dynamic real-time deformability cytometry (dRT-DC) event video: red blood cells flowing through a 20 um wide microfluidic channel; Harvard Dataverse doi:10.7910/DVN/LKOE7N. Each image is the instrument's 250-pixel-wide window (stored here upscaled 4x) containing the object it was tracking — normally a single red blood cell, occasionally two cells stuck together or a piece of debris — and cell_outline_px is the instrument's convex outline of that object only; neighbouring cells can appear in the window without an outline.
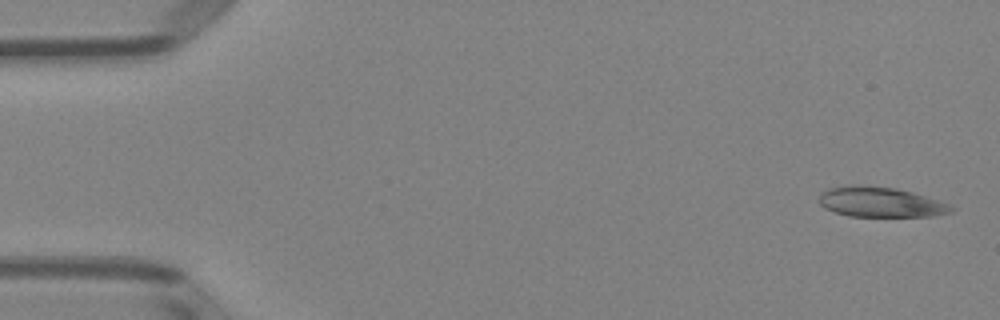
{"species": "Egyptian fruit bat (a non-hibernating species)", "species_latin": "Rousettus aegyptiacus", "temperature_condition": "room temperature", "stored_images_in_passage": 5, "camera_frame_rate_fps": 3000, "um_per_image_px": 0.085, "animal": {"sex": "female"}, "frame": {"image": 1, "passage_image": 1, "time_ms": 0.0, "image_size_px": [1000, 320], "cell_outline_px": [[956, 208], [952, 212], [932, 216], [848, 216], [824, 208], [820, 204], [820, 192], [828, 188], [848, 184], [860, 184], [896, 188], [912, 192], [948, 204]], "centroid_in_image_um": [74.8, 17.16], "position_along_channel_um": 10.2, "area_um2": 23.24}}
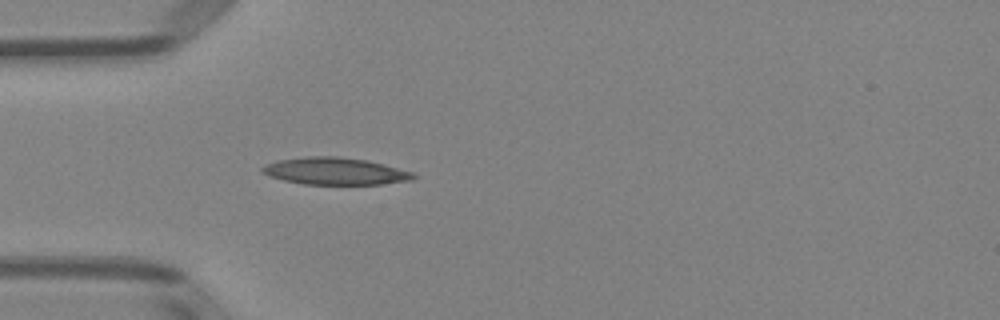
{"frame": {"image": 2, "passage_image": 5, "time_ms": 4.333, "image_size_px": [1000, 320], "cell_outline_px": [[416, 176], [412, 180], [380, 184], [304, 184], [284, 180], [268, 176], [260, 172], [260, 168], [268, 164], [280, 160], [308, 156], [340, 156], [368, 160], [384, 164], [412, 172]], "centroid_in_image_um": [28.48, 14.54], "position_along_channel_um": 56.5, "area_um2": 23.81}}